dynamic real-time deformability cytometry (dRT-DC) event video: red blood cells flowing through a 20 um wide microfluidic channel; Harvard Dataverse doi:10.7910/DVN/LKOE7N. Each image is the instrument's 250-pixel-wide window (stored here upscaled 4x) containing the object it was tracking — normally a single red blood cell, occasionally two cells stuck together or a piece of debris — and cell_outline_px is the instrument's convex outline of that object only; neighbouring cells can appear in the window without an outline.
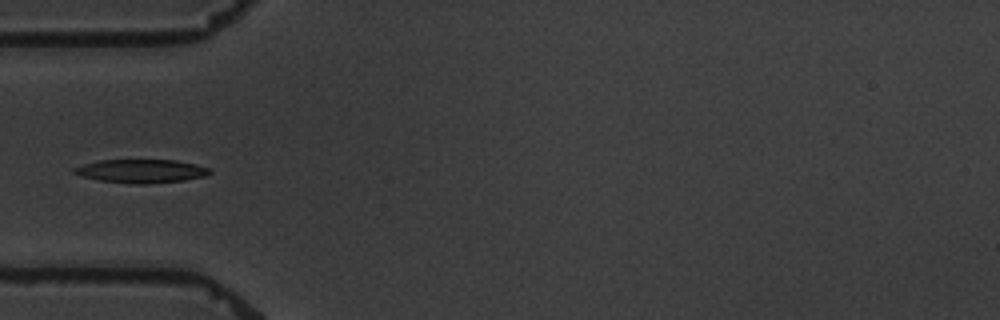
{"species": "common noctule bat (a hibernating species)", "species_latin": "Nyctalus noctula", "temperature_condition": "warm", "stored_images_in_passage": 5, "camera_frame_rate_fps": 3000, "um_per_image_px": 0.085, "animal": {"sex": "male", "body_mass_g": 19.5, "forearm_length_mm": 54.6}, "frame": {"image": 1, "passage_image": 5, "time_ms": 4.667, "image_size_px": [1000, 320], "cell_outline_px": [[212, 172], [204, 176], [184, 180], [148, 184], [136, 184], [100, 180], [80, 176], [72, 172], [72, 168], [84, 164], [100, 160], [176, 160], [196, 164], [212, 168]], "centroid_in_image_um": [12.02, 14.54], "position_along_channel_um": 73.0, "area_um2": 18.61}}